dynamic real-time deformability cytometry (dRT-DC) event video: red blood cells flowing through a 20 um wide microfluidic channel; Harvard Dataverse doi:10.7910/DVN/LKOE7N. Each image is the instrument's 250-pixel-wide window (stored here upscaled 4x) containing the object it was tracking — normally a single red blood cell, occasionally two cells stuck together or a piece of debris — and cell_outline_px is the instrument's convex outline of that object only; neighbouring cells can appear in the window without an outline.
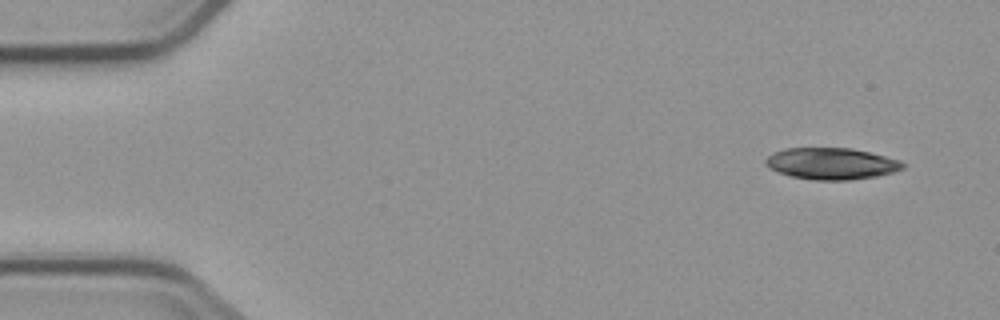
{"species": "common noctule bat (a hibernating species)", "species_latin": "Nyctalus noctula", "temperature_condition": "cold", "stored_images_in_passage": 7, "camera_frame_rate_fps": 3000, "um_per_image_px": 0.085, "animal": {"sex": "male", "body_mass_g": 23.1, "forearm_length_mm": 52.7}, "frame": {"image": 1, "passage_image": 1, "time_ms": 0.0, "image_size_px": [1000, 320], "cell_outline_px": [[908, 164], [904, 168], [892, 172], [876, 176], [852, 180], [812, 180], [792, 176], [768, 168], [764, 164], [764, 160], [772, 152], [784, 148], [852, 148], [900, 160]], "centroid_in_image_um": [70.66, 13.9], "position_along_channel_um": 14.3, "area_um2": 25.37}}